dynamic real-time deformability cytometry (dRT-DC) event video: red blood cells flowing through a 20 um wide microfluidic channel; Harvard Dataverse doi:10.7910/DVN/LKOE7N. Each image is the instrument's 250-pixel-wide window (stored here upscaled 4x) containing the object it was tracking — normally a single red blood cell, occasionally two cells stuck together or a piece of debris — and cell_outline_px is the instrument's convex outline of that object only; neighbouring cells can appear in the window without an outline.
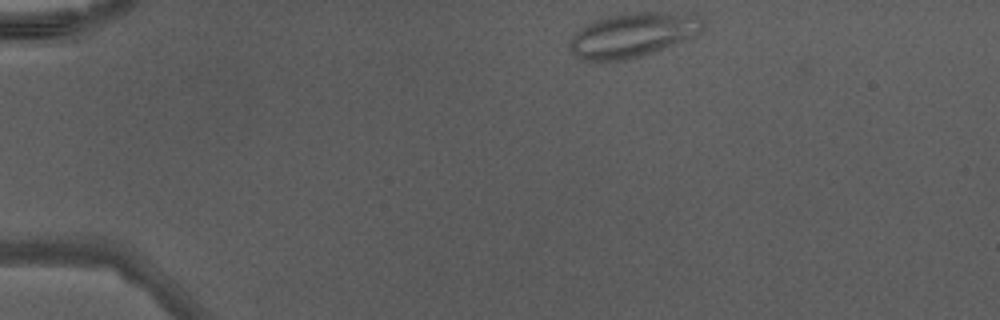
{"species": "Egyptian fruit bat (a non-hibernating species)", "species_latin": "Rousettus aegyptiacus", "temperature_condition": "warm", "stored_images_in_passage": 39, "segment_of_instrument_passage": [1, 2], "camera_frame_rate_fps": 3000, "um_per_image_px": 0.085, "animal": {"sex": "male"}, "frame": {"image": 1, "passage_image": 1, "time_ms": 0.0, "image_size_px": [1000, 320], "cell_outline_px": [[704, 28], [696, 36], [652, 52], [640, 56], [624, 60], [580, 60], [572, 52], [568, 44], [568, 40], [580, 28], [596, 20], [612, 16], [640, 12], [696, 12], [704, 20]], "centroid_in_image_um": [53.86, 2.95], "position_along_channel_um": 31.1, "area_um2": 34.51}}